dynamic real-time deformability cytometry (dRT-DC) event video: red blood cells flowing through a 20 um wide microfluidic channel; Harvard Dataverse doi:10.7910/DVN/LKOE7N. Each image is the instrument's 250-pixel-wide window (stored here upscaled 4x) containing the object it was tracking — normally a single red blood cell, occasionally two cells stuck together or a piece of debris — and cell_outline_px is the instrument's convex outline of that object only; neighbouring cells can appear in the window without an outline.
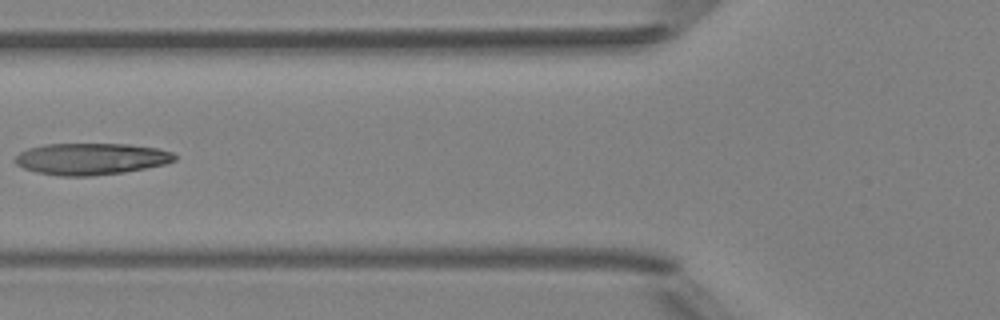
{"species": "Egyptian fruit bat (a non-hibernating species)", "species_latin": "Rousettus aegyptiacus", "temperature_condition": "room temperature", "stored_images_in_passage": 5, "camera_frame_rate_fps": 3000, "um_per_image_px": 0.085, "animal": {"sex": "female"}, "frame": {"image": 1, "passage_image": 5, "time_ms": 4.667, "image_size_px": [1000, 320], "cell_outline_px": [[176, 160], [164, 164], [124, 172], [92, 176], [60, 176], [36, 172], [24, 168], [16, 164], [16, 156], [20, 152], [28, 148], [44, 144], [128, 144], [156, 148], [172, 152], [176, 156]], "centroid_in_image_um": [7.73, 13.5], "position_along_channel_um": 118.1, "area_um2": 29.3}}